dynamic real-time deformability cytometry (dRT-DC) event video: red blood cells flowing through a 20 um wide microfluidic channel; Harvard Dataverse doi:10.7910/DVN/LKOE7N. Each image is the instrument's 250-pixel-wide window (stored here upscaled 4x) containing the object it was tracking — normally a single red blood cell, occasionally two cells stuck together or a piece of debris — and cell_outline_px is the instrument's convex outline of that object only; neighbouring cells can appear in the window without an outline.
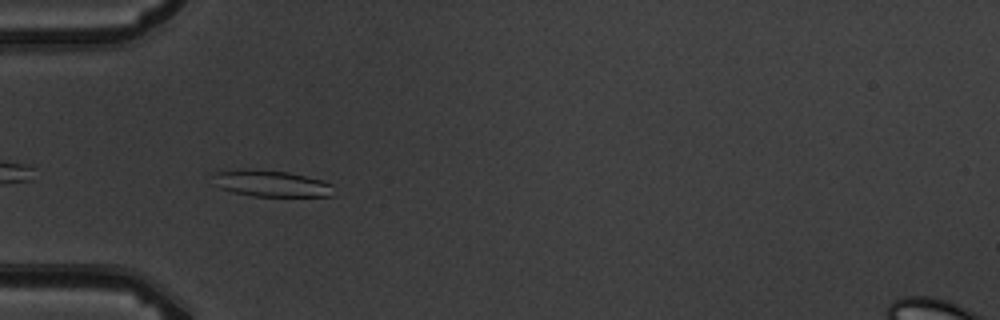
{"species": "common noctule bat (a hibernating species)", "species_latin": "Nyctalus noctula", "temperature_condition": "warm", "stored_images_in_passage": 7, "camera_frame_rate_fps": 3000, "um_per_image_px": 0.085, "animal": {"sex": "male", "body_mass_g": 19.5, "forearm_length_mm": 54.6}, "frame": {"image": 1, "passage_image": 5, "time_ms": 4.667, "image_size_px": [1000, 320], "cell_outline_px": [[336, 196], [252, 196], [232, 192], [220, 188], [216, 184], [216, 172], [244, 168], [288, 172], [320, 180], [332, 184]], "centroid_in_image_um": [23.1, 15.61], "position_along_channel_um": 61.9, "area_um2": 18.44}}
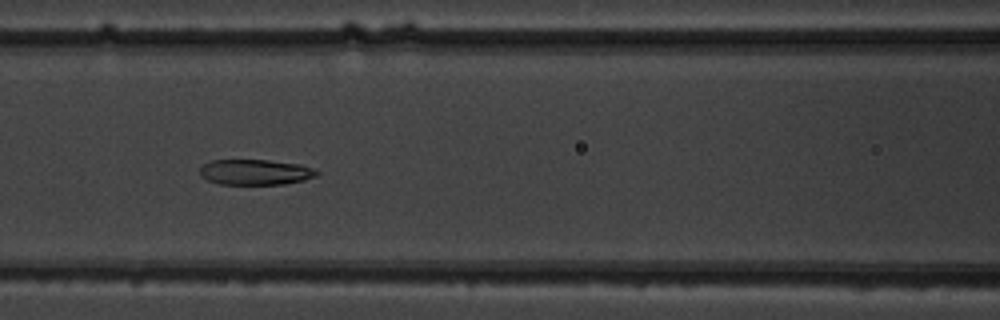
{"frame": {"image": 2, "passage_image": 7, "time_ms": 7.0, "image_size_px": [1000, 320], "cell_outline_px": [[320, 172], [316, 176], [304, 180], [284, 184], [220, 184], [208, 180], [200, 176], [200, 168], [204, 164], [212, 160], [268, 160], [300, 164], [312, 168]], "centroid_in_image_um": [21.71, 14.63], "position_along_channel_um": 144.9, "area_um2": 17.34}}